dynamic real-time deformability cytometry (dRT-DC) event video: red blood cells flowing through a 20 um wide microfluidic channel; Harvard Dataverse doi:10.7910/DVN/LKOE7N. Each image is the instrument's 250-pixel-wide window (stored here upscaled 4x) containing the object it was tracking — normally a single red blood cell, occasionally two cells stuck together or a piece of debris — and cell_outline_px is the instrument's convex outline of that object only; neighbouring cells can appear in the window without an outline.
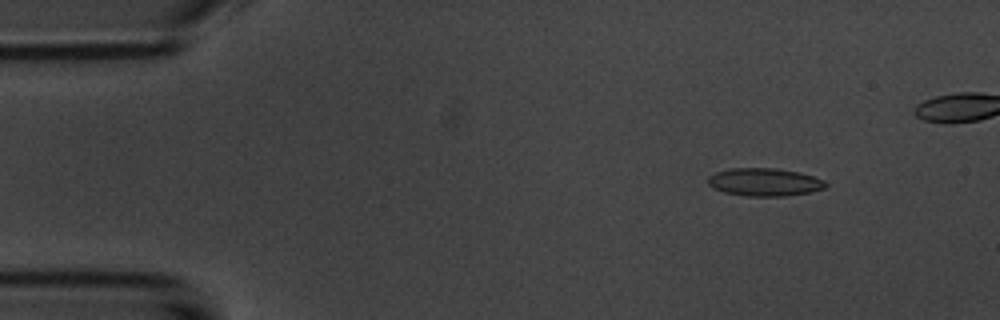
{"species": "common noctule bat (a hibernating species)", "species_latin": "Nyctalus noctula", "temperature_condition": "room temperature", "stored_images_in_passage": 46, "camera_frame_rate_fps": 3000, "um_per_image_px": 0.085, "animal": {"sex": "male", "body_mass_g": 20.1, "forearm_length_mm": 53.5}, "frame": {"image": 1, "passage_image": 4, "time_ms": 1.0, "image_size_px": [1000, 320], "cell_outline_px": [[828, 184], [824, 188], [808, 192], [784, 196], [748, 196], [724, 192], [712, 188], [708, 184], [708, 176], [716, 172], [732, 168], [776, 168], [796, 172], [812, 176], [824, 180]], "centroid_in_image_um": [64.94, 15.48], "position_along_channel_um": 20.1, "area_um2": 18.96}}
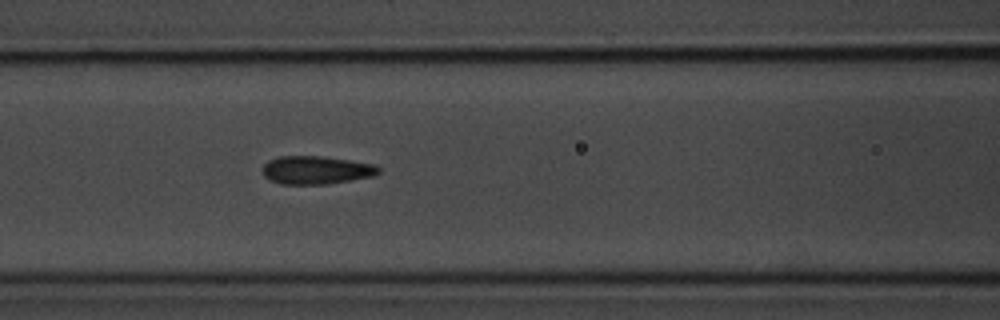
{"frame": {"image": 2, "passage_image": 20, "time_ms": 6.333, "image_size_px": [1000, 320], "cell_outline_px": [[380, 172], [372, 176], [352, 180], [328, 184], [280, 184], [264, 176], [264, 164], [268, 160], [280, 156], [320, 156], [348, 160], [372, 164], [380, 168]], "centroid_in_image_um": [26.87, 14.46], "position_along_channel_um": 139.7, "area_um2": 18.84}}
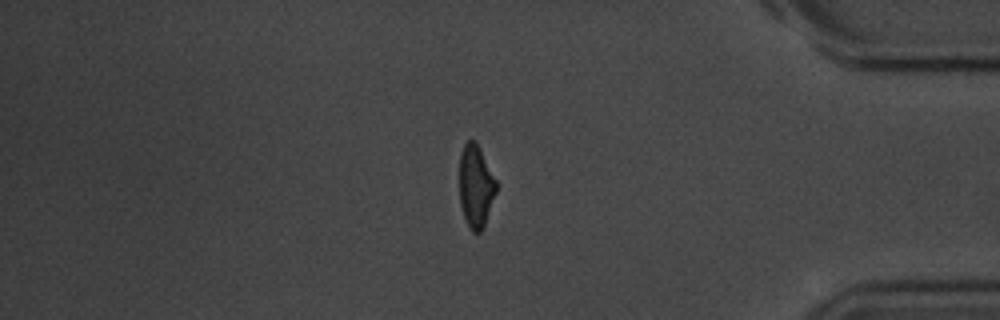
{"frame": {"image": 3, "passage_image": 43, "time_ms": 14.0, "image_size_px": [1000, 320], "cell_outline_px": [[496, 192], [484, 228], [480, 232], [472, 232], [468, 228], [460, 204], [460, 152], [464, 144], [468, 140], [476, 140], [496, 180]], "centroid_in_image_um": [40.44, 15.84], "position_along_channel_um": 394.8, "area_um2": 17.8}}